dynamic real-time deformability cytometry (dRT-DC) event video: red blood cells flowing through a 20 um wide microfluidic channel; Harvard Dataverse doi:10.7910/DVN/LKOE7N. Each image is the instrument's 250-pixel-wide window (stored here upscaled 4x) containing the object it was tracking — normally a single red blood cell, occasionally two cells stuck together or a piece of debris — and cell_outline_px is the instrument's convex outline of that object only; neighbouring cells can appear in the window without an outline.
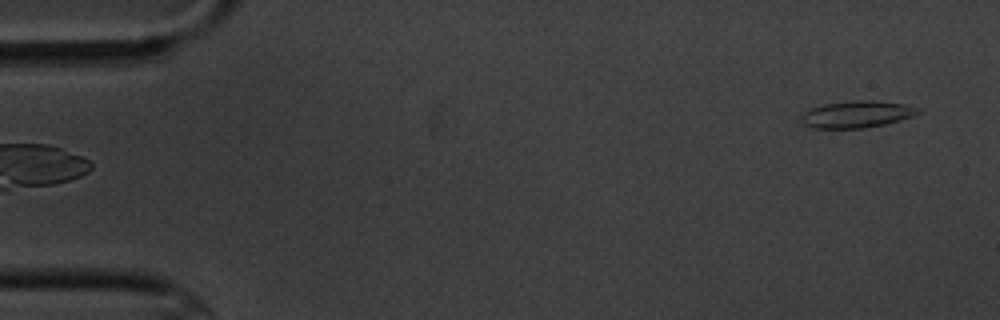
{"species": "common noctule bat (a hibernating species)", "species_latin": "Nyctalus noctula", "temperature_condition": "cold", "stored_images_in_passage": 6, "camera_frame_rate_fps": 3000, "um_per_image_px": 0.085, "animal": {"sex": "male", "body_mass_g": 20.1, "forearm_length_mm": 53.5}, "frame": {"image": 1, "passage_image": 6, "time_ms": 5.667, "image_size_px": [1000, 320], "cell_outline_px": [[920, 112], [912, 116], [900, 120], [884, 124], [864, 128], [812, 128], [804, 124], [800, 120], [800, 116], [804, 112], [812, 108], [824, 104], [856, 100], [872, 100], [904, 104], [916, 108]], "centroid_in_image_um": [72.78, 9.72], "position_along_channel_um": 12.2, "area_um2": 18.09}}